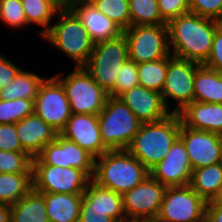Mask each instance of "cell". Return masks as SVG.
Returning <instances> with one entry per match:
<instances>
[{"mask_svg": "<svg viewBox=\"0 0 222 222\" xmlns=\"http://www.w3.org/2000/svg\"><path fill=\"white\" fill-rule=\"evenodd\" d=\"M58 20L42 39L64 52L75 61V67H84L93 51L94 42L77 16L69 9L58 11Z\"/></svg>", "mask_w": 222, "mask_h": 222, "instance_id": "obj_4", "label": "cell"}, {"mask_svg": "<svg viewBox=\"0 0 222 222\" xmlns=\"http://www.w3.org/2000/svg\"><path fill=\"white\" fill-rule=\"evenodd\" d=\"M32 165H52L56 167H74L84 171L91 179L94 175L95 158L74 142L60 134L48 143L32 159Z\"/></svg>", "mask_w": 222, "mask_h": 222, "instance_id": "obj_15", "label": "cell"}, {"mask_svg": "<svg viewBox=\"0 0 222 222\" xmlns=\"http://www.w3.org/2000/svg\"><path fill=\"white\" fill-rule=\"evenodd\" d=\"M99 131L108 150H122L132 142L141 122L119 97L109 96L98 114Z\"/></svg>", "mask_w": 222, "mask_h": 222, "instance_id": "obj_5", "label": "cell"}, {"mask_svg": "<svg viewBox=\"0 0 222 222\" xmlns=\"http://www.w3.org/2000/svg\"><path fill=\"white\" fill-rule=\"evenodd\" d=\"M39 193L45 199L49 222H78L82 194Z\"/></svg>", "mask_w": 222, "mask_h": 222, "instance_id": "obj_23", "label": "cell"}, {"mask_svg": "<svg viewBox=\"0 0 222 222\" xmlns=\"http://www.w3.org/2000/svg\"><path fill=\"white\" fill-rule=\"evenodd\" d=\"M220 21L188 12L167 22L172 56L204 64L209 56Z\"/></svg>", "mask_w": 222, "mask_h": 222, "instance_id": "obj_1", "label": "cell"}, {"mask_svg": "<svg viewBox=\"0 0 222 222\" xmlns=\"http://www.w3.org/2000/svg\"><path fill=\"white\" fill-rule=\"evenodd\" d=\"M74 69L65 78H62L61 74L55 76L64 86L71 113L98 115L104 108L109 95L94 81L84 67Z\"/></svg>", "mask_w": 222, "mask_h": 222, "instance_id": "obj_7", "label": "cell"}, {"mask_svg": "<svg viewBox=\"0 0 222 222\" xmlns=\"http://www.w3.org/2000/svg\"><path fill=\"white\" fill-rule=\"evenodd\" d=\"M148 175L149 170L127 149L108 150L95 159L92 181L123 195Z\"/></svg>", "mask_w": 222, "mask_h": 222, "instance_id": "obj_2", "label": "cell"}, {"mask_svg": "<svg viewBox=\"0 0 222 222\" xmlns=\"http://www.w3.org/2000/svg\"><path fill=\"white\" fill-rule=\"evenodd\" d=\"M34 113V100L18 98L0 99V124H15Z\"/></svg>", "mask_w": 222, "mask_h": 222, "instance_id": "obj_33", "label": "cell"}, {"mask_svg": "<svg viewBox=\"0 0 222 222\" xmlns=\"http://www.w3.org/2000/svg\"><path fill=\"white\" fill-rule=\"evenodd\" d=\"M203 65L222 73V24L216 29L210 56Z\"/></svg>", "mask_w": 222, "mask_h": 222, "instance_id": "obj_40", "label": "cell"}, {"mask_svg": "<svg viewBox=\"0 0 222 222\" xmlns=\"http://www.w3.org/2000/svg\"><path fill=\"white\" fill-rule=\"evenodd\" d=\"M119 98L142 124L161 121L171 114L163 102L161 93L140 85L125 91Z\"/></svg>", "mask_w": 222, "mask_h": 222, "instance_id": "obj_19", "label": "cell"}, {"mask_svg": "<svg viewBox=\"0 0 222 222\" xmlns=\"http://www.w3.org/2000/svg\"><path fill=\"white\" fill-rule=\"evenodd\" d=\"M23 150L35 158L39 152L59 134L35 113L15 123Z\"/></svg>", "mask_w": 222, "mask_h": 222, "instance_id": "obj_21", "label": "cell"}, {"mask_svg": "<svg viewBox=\"0 0 222 222\" xmlns=\"http://www.w3.org/2000/svg\"><path fill=\"white\" fill-rule=\"evenodd\" d=\"M11 205L0 203V222H10Z\"/></svg>", "mask_w": 222, "mask_h": 222, "instance_id": "obj_43", "label": "cell"}, {"mask_svg": "<svg viewBox=\"0 0 222 222\" xmlns=\"http://www.w3.org/2000/svg\"><path fill=\"white\" fill-rule=\"evenodd\" d=\"M69 9L81 21L94 43L113 40L123 35L124 31L98 11L90 0H77Z\"/></svg>", "mask_w": 222, "mask_h": 222, "instance_id": "obj_20", "label": "cell"}, {"mask_svg": "<svg viewBox=\"0 0 222 222\" xmlns=\"http://www.w3.org/2000/svg\"><path fill=\"white\" fill-rule=\"evenodd\" d=\"M0 21L12 28L28 25L21 0H0Z\"/></svg>", "mask_w": 222, "mask_h": 222, "instance_id": "obj_36", "label": "cell"}, {"mask_svg": "<svg viewBox=\"0 0 222 222\" xmlns=\"http://www.w3.org/2000/svg\"><path fill=\"white\" fill-rule=\"evenodd\" d=\"M32 159L25 151L0 150V173H33Z\"/></svg>", "mask_w": 222, "mask_h": 222, "instance_id": "obj_34", "label": "cell"}, {"mask_svg": "<svg viewBox=\"0 0 222 222\" xmlns=\"http://www.w3.org/2000/svg\"><path fill=\"white\" fill-rule=\"evenodd\" d=\"M200 65L197 62L174 56L168 61V69L161 96L166 108L171 113L181 112L188 104L194 101V78L196 69ZM168 98L178 102L172 111Z\"/></svg>", "mask_w": 222, "mask_h": 222, "instance_id": "obj_11", "label": "cell"}, {"mask_svg": "<svg viewBox=\"0 0 222 222\" xmlns=\"http://www.w3.org/2000/svg\"><path fill=\"white\" fill-rule=\"evenodd\" d=\"M192 171L186 146L178 138L165 158L149 172L162 185L175 187L189 185Z\"/></svg>", "mask_w": 222, "mask_h": 222, "instance_id": "obj_17", "label": "cell"}, {"mask_svg": "<svg viewBox=\"0 0 222 222\" xmlns=\"http://www.w3.org/2000/svg\"><path fill=\"white\" fill-rule=\"evenodd\" d=\"M21 70L10 59L0 54V90L7 87Z\"/></svg>", "mask_w": 222, "mask_h": 222, "instance_id": "obj_41", "label": "cell"}, {"mask_svg": "<svg viewBox=\"0 0 222 222\" xmlns=\"http://www.w3.org/2000/svg\"><path fill=\"white\" fill-rule=\"evenodd\" d=\"M60 135L77 144L95 159L108 151L101 139L98 115L72 113Z\"/></svg>", "mask_w": 222, "mask_h": 222, "instance_id": "obj_18", "label": "cell"}, {"mask_svg": "<svg viewBox=\"0 0 222 222\" xmlns=\"http://www.w3.org/2000/svg\"><path fill=\"white\" fill-rule=\"evenodd\" d=\"M96 9L106 15L123 31L131 26L129 0H90Z\"/></svg>", "mask_w": 222, "mask_h": 222, "instance_id": "obj_32", "label": "cell"}, {"mask_svg": "<svg viewBox=\"0 0 222 222\" xmlns=\"http://www.w3.org/2000/svg\"><path fill=\"white\" fill-rule=\"evenodd\" d=\"M190 12L213 20H222V0H188Z\"/></svg>", "mask_w": 222, "mask_h": 222, "instance_id": "obj_37", "label": "cell"}, {"mask_svg": "<svg viewBox=\"0 0 222 222\" xmlns=\"http://www.w3.org/2000/svg\"><path fill=\"white\" fill-rule=\"evenodd\" d=\"M33 189V173H0V203L14 205Z\"/></svg>", "mask_w": 222, "mask_h": 222, "instance_id": "obj_27", "label": "cell"}, {"mask_svg": "<svg viewBox=\"0 0 222 222\" xmlns=\"http://www.w3.org/2000/svg\"><path fill=\"white\" fill-rule=\"evenodd\" d=\"M133 222H158V221H156V220H136Z\"/></svg>", "mask_w": 222, "mask_h": 222, "instance_id": "obj_46", "label": "cell"}, {"mask_svg": "<svg viewBox=\"0 0 222 222\" xmlns=\"http://www.w3.org/2000/svg\"><path fill=\"white\" fill-rule=\"evenodd\" d=\"M129 11L131 26L167 24L161 16L157 0H129Z\"/></svg>", "mask_w": 222, "mask_h": 222, "instance_id": "obj_31", "label": "cell"}, {"mask_svg": "<svg viewBox=\"0 0 222 222\" xmlns=\"http://www.w3.org/2000/svg\"><path fill=\"white\" fill-rule=\"evenodd\" d=\"M157 2L161 16L166 22L190 12L188 0H157Z\"/></svg>", "mask_w": 222, "mask_h": 222, "instance_id": "obj_39", "label": "cell"}, {"mask_svg": "<svg viewBox=\"0 0 222 222\" xmlns=\"http://www.w3.org/2000/svg\"><path fill=\"white\" fill-rule=\"evenodd\" d=\"M10 222H49L43 195L32 189L11 205Z\"/></svg>", "mask_w": 222, "mask_h": 222, "instance_id": "obj_25", "label": "cell"}, {"mask_svg": "<svg viewBox=\"0 0 222 222\" xmlns=\"http://www.w3.org/2000/svg\"><path fill=\"white\" fill-rule=\"evenodd\" d=\"M194 101L222 104V73L200 65L194 78Z\"/></svg>", "mask_w": 222, "mask_h": 222, "instance_id": "obj_24", "label": "cell"}, {"mask_svg": "<svg viewBox=\"0 0 222 222\" xmlns=\"http://www.w3.org/2000/svg\"><path fill=\"white\" fill-rule=\"evenodd\" d=\"M181 122L179 113H171L161 121L141 124L127 150L150 171L179 138Z\"/></svg>", "mask_w": 222, "mask_h": 222, "instance_id": "obj_3", "label": "cell"}, {"mask_svg": "<svg viewBox=\"0 0 222 222\" xmlns=\"http://www.w3.org/2000/svg\"><path fill=\"white\" fill-rule=\"evenodd\" d=\"M179 115L189 128L222 135V104L193 101Z\"/></svg>", "mask_w": 222, "mask_h": 222, "instance_id": "obj_22", "label": "cell"}, {"mask_svg": "<svg viewBox=\"0 0 222 222\" xmlns=\"http://www.w3.org/2000/svg\"><path fill=\"white\" fill-rule=\"evenodd\" d=\"M45 79L35 73L21 70L7 87L0 90V99L14 100L25 98L34 100Z\"/></svg>", "mask_w": 222, "mask_h": 222, "instance_id": "obj_28", "label": "cell"}, {"mask_svg": "<svg viewBox=\"0 0 222 222\" xmlns=\"http://www.w3.org/2000/svg\"><path fill=\"white\" fill-rule=\"evenodd\" d=\"M207 205H221L222 206V186L219 188V191L213 197L210 202H207Z\"/></svg>", "mask_w": 222, "mask_h": 222, "instance_id": "obj_44", "label": "cell"}, {"mask_svg": "<svg viewBox=\"0 0 222 222\" xmlns=\"http://www.w3.org/2000/svg\"><path fill=\"white\" fill-rule=\"evenodd\" d=\"M34 113L59 134L71 116L70 103L64 86L54 76L45 79L34 99Z\"/></svg>", "mask_w": 222, "mask_h": 222, "instance_id": "obj_14", "label": "cell"}, {"mask_svg": "<svg viewBox=\"0 0 222 222\" xmlns=\"http://www.w3.org/2000/svg\"><path fill=\"white\" fill-rule=\"evenodd\" d=\"M172 57L171 54L155 61L137 64L139 85L161 93L165 83L168 61Z\"/></svg>", "mask_w": 222, "mask_h": 222, "instance_id": "obj_30", "label": "cell"}, {"mask_svg": "<svg viewBox=\"0 0 222 222\" xmlns=\"http://www.w3.org/2000/svg\"><path fill=\"white\" fill-rule=\"evenodd\" d=\"M166 186L148 175L140 184L122 195L126 222L156 220Z\"/></svg>", "mask_w": 222, "mask_h": 222, "instance_id": "obj_13", "label": "cell"}, {"mask_svg": "<svg viewBox=\"0 0 222 222\" xmlns=\"http://www.w3.org/2000/svg\"><path fill=\"white\" fill-rule=\"evenodd\" d=\"M0 150L24 151L18 138L15 124H0Z\"/></svg>", "mask_w": 222, "mask_h": 222, "instance_id": "obj_38", "label": "cell"}, {"mask_svg": "<svg viewBox=\"0 0 222 222\" xmlns=\"http://www.w3.org/2000/svg\"><path fill=\"white\" fill-rule=\"evenodd\" d=\"M207 202L189 185L166 187L156 221L205 222Z\"/></svg>", "mask_w": 222, "mask_h": 222, "instance_id": "obj_9", "label": "cell"}, {"mask_svg": "<svg viewBox=\"0 0 222 222\" xmlns=\"http://www.w3.org/2000/svg\"><path fill=\"white\" fill-rule=\"evenodd\" d=\"M78 222H126L122 195L91 180L82 194Z\"/></svg>", "mask_w": 222, "mask_h": 222, "instance_id": "obj_10", "label": "cell"}, {"mask_svg": "<svg viewBox=\"0 0 222 222\" xmlns=\"http://www.w3.org/2000/svg\"><path fill=\"white\" fill-rule=\"evenodd\" d=\"M189 186L210 202L222 186V166L217 163L193 170Z\"/></svg>", "mask_w": 222, "mask_h": 222, "instance_id": "obj_26", "label": "cell"}, {"mask_svg": "<svg viewBox=\"0 0 222 222\" xmlns=\"http://www.w3.org/2000/svg\"><path fill=\"white\" fill-rule=\"evenodd\" d=\"M123 34L128 43L129 60L136 64L171 55L167 24L130 26Z\"/></svg>", "mask_w": 222, "mask_h": 222, "instance_id": "obj_8", "label": "cell"}, {"mask_svg": "<svg viewBox=\"0 0 222 222\" xmlns=\"http://www.w3.org/2000/svg\"><path fill=\"white\" fill-rule=\"evenodd\" d=\"M205 222H222V206L207 205Z\"/></svg>", "mask_w": 222, "mask_h": 222, "instance_id": "obj_42", "label": "cell"}, {"mask_svg": "<svg viewBox=\"0 0 222 222\" xmlns=\"http://www.w3.org/2000/svg\"><path fill=\"white\" fill-rule=\"evenodd\" d=\"M219 164L222 166V145H221V153H220V160H219Z\"/></svg>", "mask_w": 222, "mask_h": 222, "instance_id": "obj_47", "label": "cell"}, {"mask_svg": "<svg viewBox=\"0 0 222 222\" xmlns=\"http://www.w3.org/2000/svg\"><path fill=\"white\" fill-rule=\"evenodd\" d=\"M33 189L37 192L83 194L92 180L74 167L32 165Z\"/></svg>", "mask_w": 222, "mask_h": 222, "instance_id": "obj_12", "label": "cell"}, {"mask_svg": "<svg viewBox=\"0 0 222 222\" xmlns=\"http://www.w3.org/2000/svg\"><path fill=\"white\" fill-rule=\"evenodd\" d=\"M179 138L186 146L193 170L219 163L222 135L195 130L181 122Z\"/></svg>", "mask_w": 222, "mask_h": 222, "instance_id": "obj_16", "label": "cell"}, {"mask_svg": "<svg viewBox=\"0 0 222 222\" xmlns=\"http://www.w3.org/2000/svg\"><path fill=\"white\" fill-rule=\"evenodd\" d=\"M114 89L108 94L111 97H119L127 90L139 85L137 64L134 61L127 60L120 68V73L117 74Z\"/></svg>", "mask_w": 222, "mask_h": 222, "instance_id": "obj_35", "label": "cell"}, {"mask_svg": "<svg viewBox=\"0 0 222 222\" xmlns=\"http://www.w3.org/2000/svg\"><path fill=\"white\" fill-rule=\"evenodd\" d=\"M21 3L28 25L34 23L43 27L41 37L50 29L51 18L61 9L52 0H21Z\"/></svg>", "mask_w": 222, "mask_h": 222, "instance_id": "obj_29", "label": "cell"}, {"mask_svg": "<svg viewBox=\"0 0 222 222\" xmlns=\"http://www.w3.org/2000/svg\"><path fill=\"white\" fill-rule=\"evenodd\" d=\"M128 59V43L123 34L113 40L94 43L84 69L109 94L115 87L116 77L120 73L122 64Z\"/></svg>", "mask_w": 222, "mask_h": 222, "instance_id": "obj_6", "label": "cell"}, {"mask_svg": "<svg viewBox=\"0 0 222 222\" xmlns=\"http://www.w3.org/2000/svg\"><path fill=\"white\" fill-rule=\"evenodd\" d=\"M61 9L69 8L77 0H52Z\"/></svg>", "mask_w": 222, "mask_h": 222, "instance_id": "obj_45", "label": "cell"}]
</instances>
